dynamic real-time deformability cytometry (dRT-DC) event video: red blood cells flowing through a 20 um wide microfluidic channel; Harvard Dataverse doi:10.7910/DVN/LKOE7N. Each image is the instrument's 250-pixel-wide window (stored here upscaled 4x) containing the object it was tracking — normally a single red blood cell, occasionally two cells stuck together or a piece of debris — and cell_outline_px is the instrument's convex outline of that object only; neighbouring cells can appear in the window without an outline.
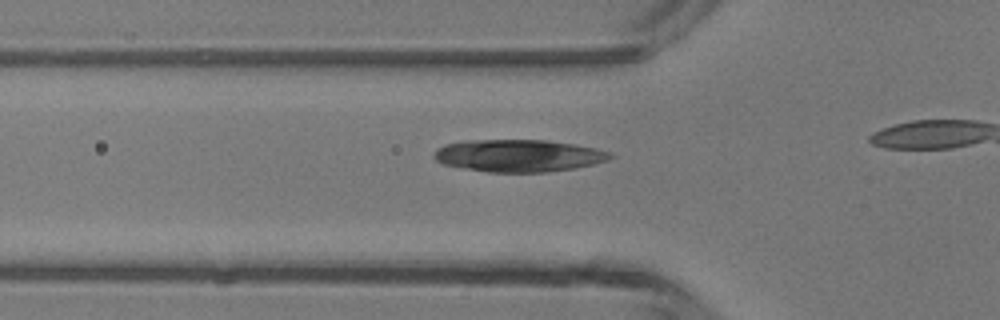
{"species": "common noctule bat (a hibernating species)", "species_latin": "Nyctalus noctula", "temperature_condition": "room temperature", "stored_images_in_passage": 9, "camera_frame_rate_fps": 3000, "um_per_image_px": 0.085, "animal": {"sex": "male", "body_mass_g": 13.3}, "frame": {"image": 1, "passage_image": 2, "time_ms": 0.333, "image_size_px": [1000, 320], "cell_outline_px": [[616, 156], [608, 160], [576, 168], [548, 172], [488, 172], [464, 168], [444, 164], [436, 160], [432, 156], [436, 148], [444, 144], [464, 140], [548, 140], [596, 148], [612, 152]], "centroid_in_image_um": [44.08, 13.22], "position_along_channel_um": 81.7, "area_um2": 33.35}}
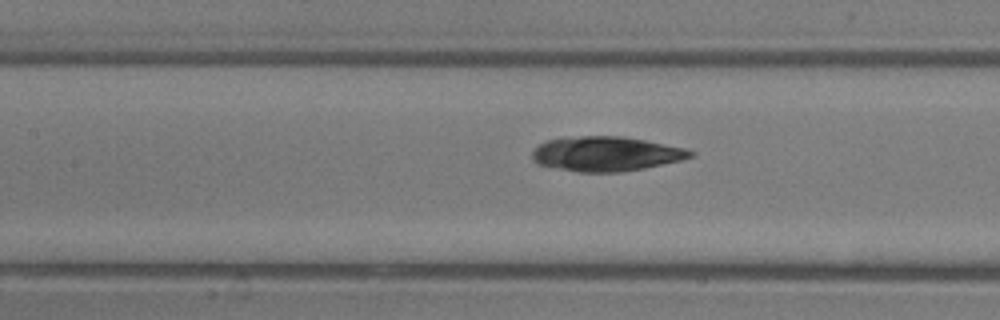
{"frame": {"image": 2, "passage_image": 7, "time_ms": 2.0, "image_size_px": [1000, 320], "cell_outline_px": [[696, 156], [680, 160], [644, 168], [620, 172], [580, 172], [536, 164], [532, 160], [532, 152], [540, 144], [548, 140], [564, 136], [620, 136], [644, 140], [684, 148], [696, 152]], "centroid_in_image_um": [51.49, 13.07], "position_along_channel_um": 155.9, "area_um2": 31.91}}